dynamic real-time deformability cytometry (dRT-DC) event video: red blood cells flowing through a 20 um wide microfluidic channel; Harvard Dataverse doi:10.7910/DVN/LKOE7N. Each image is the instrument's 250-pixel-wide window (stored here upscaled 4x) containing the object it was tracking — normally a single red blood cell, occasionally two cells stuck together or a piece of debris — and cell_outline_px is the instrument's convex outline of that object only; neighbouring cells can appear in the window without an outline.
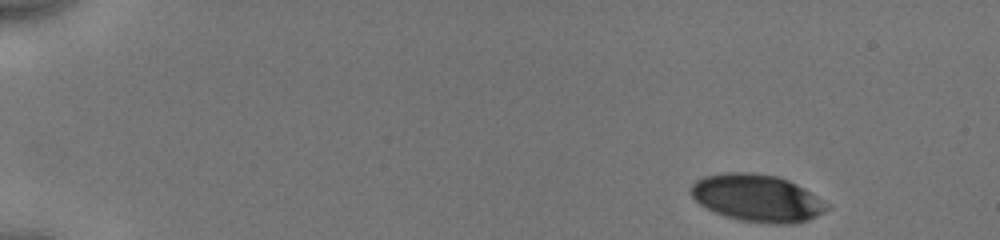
{"species": "human", "species_latin": "Homo sapiens", "temperature_condition": "cold", "stored_images_in_passage": 12, "camera_frame_rate_fps": 3000, "um_per_image_px": 0.085, "donor": {"sex": "male"}, "frame": {"image": 1, "passage_image": 1, "time_ms": 0.0, "image_size_px": [1000, 240], "cell_outline_px": [[832, 208], [808, 220], [796, 224], [768, 224], [740, 220], [724, 216], [700, 204], [692, 196], [692, 184], [696, 180], [704, 176], [724, 172], [752, 172], [776, 176], [788, 180], [804, 188], [832, 204]], "centroid_in_image_um": [64.43, 16.84], "position_along_channel_um": 20.6, "area_um2": 37.74}}
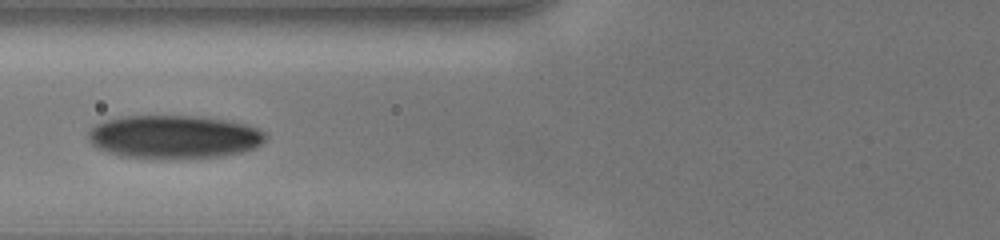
{"frame": {"image": 2, "passage_image": 9, "time_ms": 5.667, "image_size_px": [1000, 240], "cell_outline_px": [[268, 136], [256, 148], [240, 152], [220, 156], [120, 156], [96, 148], [88, 140], [88, 132], [96, 124], [104, 120], [120, 116], [200, 116], [228, 120], [244, 124], [256, 128], [264, 132]], "centroid_in_image_um": [14.77, 11.59], "position_along_channel_um": 111.0, "area_um2": 43.87}}
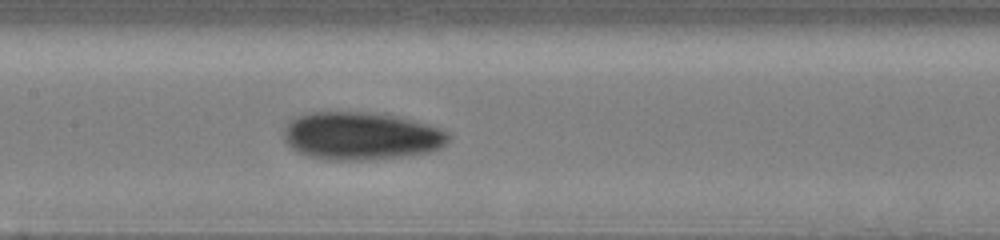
{"frame": {"image": 3, "passage_image": 12, "time_ms": 7.333, "image_size_px": [1000, 240], "cell_outline_px": [[452, 136], [448, 144], [432, 152], [408, 156], [368, 160], [328, 160], [308, 156], [296, 152], [284, 140], [284, 128], [288, 120], [296, 116], [308, 112], [368, 112], [396, 116], [412, 120], [440, 128], [448, 132]], "centroid_in_image_um": [30.7, 11.57], "position_along_channel_um": 176.7, "area_um2": 46.59}}